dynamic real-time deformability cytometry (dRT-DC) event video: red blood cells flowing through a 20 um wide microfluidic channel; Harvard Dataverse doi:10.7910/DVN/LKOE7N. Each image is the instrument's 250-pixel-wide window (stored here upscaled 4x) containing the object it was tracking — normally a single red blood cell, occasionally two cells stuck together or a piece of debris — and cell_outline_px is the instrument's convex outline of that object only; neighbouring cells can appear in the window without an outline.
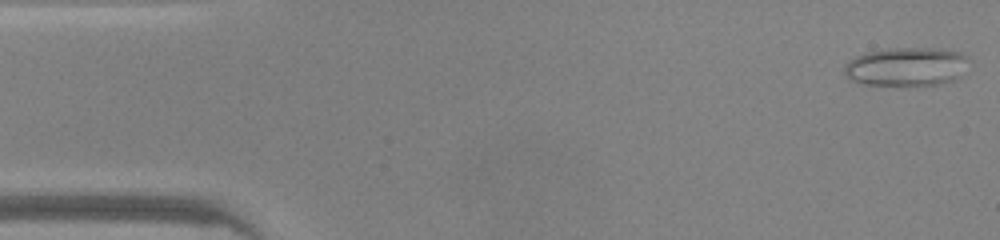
{"species": "common noctule bat (a hibernating species)", "species_latin": "Nyctalus noctula", "temperature_condition": "warm", "stored_images_in_passage": 46, "camera_frame_rate_fps": 3000, "um_per_image_px": 0.085, "animal": {"sex": "male", "body_mass_g": 20.0, "forearm_length_mm": 53.3}, "frame": {"image": 1, "passage_image": 1, "time_ms": 0.0, "image_size_px": [1000, 240], "cell_outline_px": [[972, 60], [960, 76], [956, 80], [936, 84], [912, 88], [908, 88], [860, 84], [852, 80], [844, 72], [844, 64], [848, 60], [864, 52], [888, 48], [940, 48], [960, 52], [968, 56]], "centroid_in_image_um": [77.07, 5.7], "position_along_channel_um": 7.9, "area_um2": 29.42}}
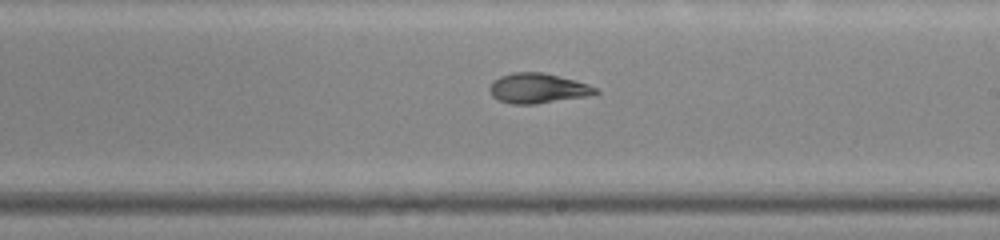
{"frame": {"image": 2, "passage_image": 26, "time_ms": 8.333, "image_size_px": [1000, 240], "cell_outline_px": [[600, 92], [588, 96], [532, 104], [512, 104], [500, 100], [492, 96], [488, 88], [492, 80], [500, 76], [512, 72], [544, 72], [576, 80], [588, 84], [596, 88]], "centroid_in_image_um": [45.69, 7.49], "position_along_channel_um": 243.3, "area_um2": 18.55}}
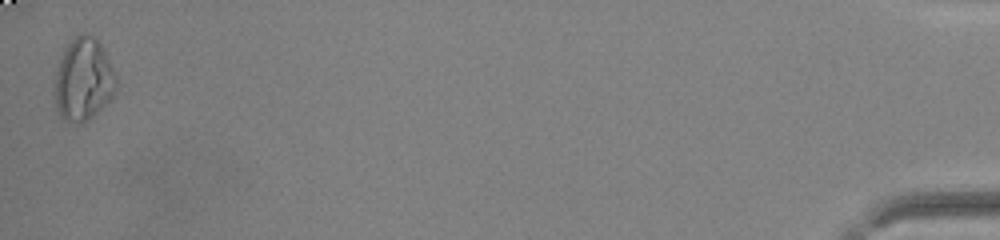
{"frame": {"image": 3, "passage_image": 46, "time_ms": 15.0, "image_size_px": [1000, 240], "cell_outline_px": [[116, 88], [112, 100], [88, 120], [64, 120], [60, 116], [56, 108], [52, 92], [56, 72], [64, 48], [76, 36], [84, 32], [92, 36], [104, 48], [112, 68], [116, 80]], "centroid_in_image_um": [7.08, 6.76], "position_along_channel_um": 428.1, "area_um2": 29.59}, "authors_computed_cell_mechanics": {"area_um2": 20.3745, "velocity_mm_per_s": 4.2793, "shape_relaxation_time_tau1_ms": 9.2138, "shape_relaxation_time_tau2_ms": 4.194, "deformation_change_tau1": 0.2697, "deformation_change_tau2": 0.1179}}